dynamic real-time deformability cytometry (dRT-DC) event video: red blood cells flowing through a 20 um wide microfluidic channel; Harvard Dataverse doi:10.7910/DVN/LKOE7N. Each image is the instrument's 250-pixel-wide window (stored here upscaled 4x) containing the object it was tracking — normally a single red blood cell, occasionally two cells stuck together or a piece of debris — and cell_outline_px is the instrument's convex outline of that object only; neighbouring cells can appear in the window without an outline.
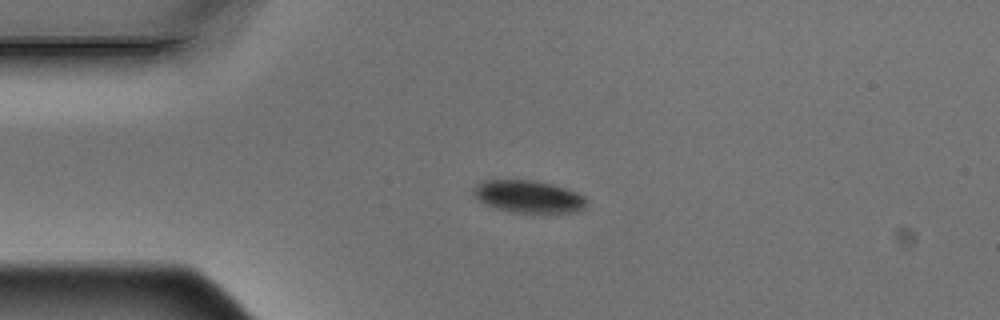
{"species": "Egyptian fruit bat (a non-hibernating species)", "species_latin": "Rousettus aegyptiacus", "temperature_condition": "warm", "stored_images_in_passage": 4, "camera_frame_rate_fps": 3000, "um_per_image_px": 0.085, "animal": {"sex": "male"}, "frame": {"image": 1, "passage_image": 3, "time_ms": 0.667, "image_size_px": [1000, 320], "cell_outline_px": [[588, 204], [580, 212], [544, 216], [512, 212], [496, 208], [484, 204], [472, 192], [472, 188], [476, 184], [484, 180], [536, 180], [552, 184], [576, 192], [584, 196]], "centroid_in_image_um": [44.99, 16.77], "position_along_channel_um": 40.0, "area_um2": 22.31}}